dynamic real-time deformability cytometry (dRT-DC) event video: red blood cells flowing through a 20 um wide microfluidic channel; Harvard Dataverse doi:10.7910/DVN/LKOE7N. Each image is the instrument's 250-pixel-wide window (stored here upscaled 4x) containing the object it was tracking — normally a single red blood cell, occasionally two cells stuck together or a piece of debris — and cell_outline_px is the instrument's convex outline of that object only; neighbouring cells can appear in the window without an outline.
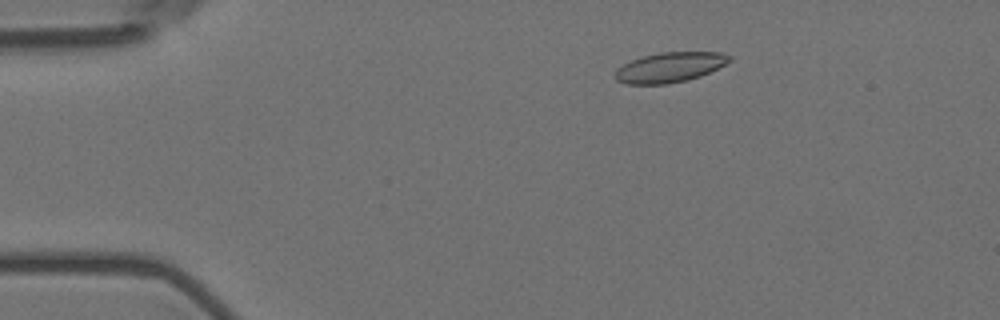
{"species": "Egyptian fruit bat (a non-hibernating species)", "species_latin": "Rousettus aegyptiacus", "temperature_condition": "room temperature", "stored_images_in_passage": 55, "camera_frame_rate_fps": 3000, "um_per_image_px": 0.085, "animal": {"sex": "female"}, "frame": {"image": 1, "passage_image": 9, "time_ms": 2.667, "image_size_px": [1000, 320], "cell_outline_px": [[732, 60], [700, 76], [688, 80], [668, 84], [628, 84], [616, 80], [616, 72], [624, 64], [632, 60], [644, 56], [660, 52], [720, 52], [732, 56]], "centroid_in_image_um": [56.96, 5.72], "position_along_channel_um": 28.0, "area_um2": 19.71}}
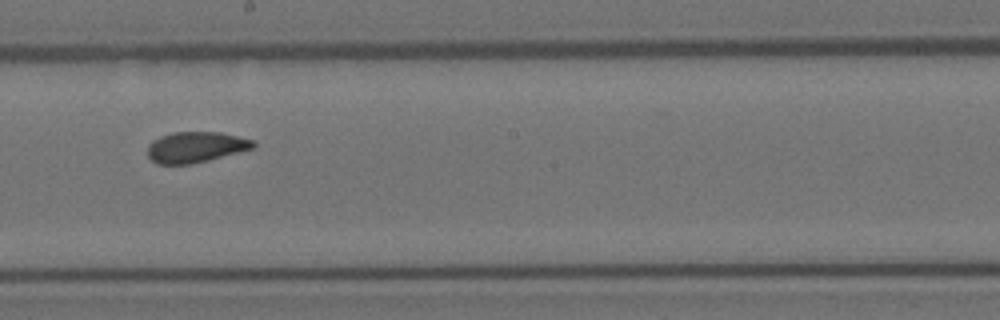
{"frame": {"image": 2, "passage_image": 31, "time_ms": 10.0, "image_size_px": [1000, 320], "cell_outline_px": [[256, 148], [192, 164], [156, 164], [148, 156], [148, 144], [152, 140], [160, 136], [172, 132], [220, 132], [256, 140]], "centroid_in_image_um": [16.66, 12.5], "position_along_channel_um": 231.5, "area_um2": 19.19}}
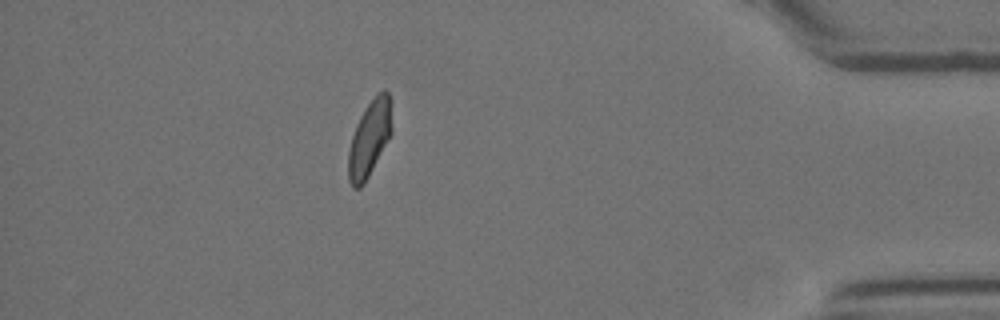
{"frame": {"image": 3, "passage_image": 49, "time_ms": 16.0, "image_size_px": [1000, 320], "cell_outline_px": [[392, 132], [364, 184], [360, 188], [352, 188], [348, 180], [348, 152], [352, 136], [356, 124], [360, 116], [368, 104], [384, 88], [388, 92], [392, 128]], "centroid_in_image_um": [31.38, 11.82], "position_along_channel_um": 403.8, "area_um2": 18.9}, "authors_computed_cell_mechanics": {"area_um2": 19.5942, "velocity_mm_per_s": 3.616, "shape_relaxation_time_tau1_ms": 9.7334, "shape_relaxation_time_tau2_ms": 3.2344, "deformation_change_tau1": 0.1756, "deformation_change_tau2": 0.0484}}